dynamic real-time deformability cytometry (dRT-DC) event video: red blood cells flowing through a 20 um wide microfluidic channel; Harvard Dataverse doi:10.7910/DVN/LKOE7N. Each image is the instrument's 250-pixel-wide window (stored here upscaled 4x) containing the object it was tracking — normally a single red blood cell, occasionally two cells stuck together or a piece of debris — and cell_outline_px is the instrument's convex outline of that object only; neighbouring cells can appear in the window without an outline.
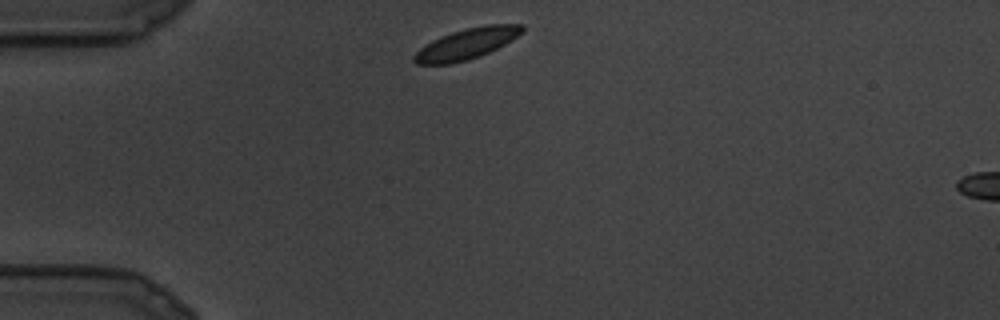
{"species": "common noctule bat (a hibernating species)", "species_latin": "Nyctalus noctula", "temperature_condition": "cold", "stored_images_in_passage": 3, "camera_frame_rate_fps": 3000, "um_per_image_px": 0.085, "animal": {"sex": "male", "body_mass_g": 19.5, "forearm_length_mm": 54.6}, "frame": {"image": 1, "passage_image": 1, "time_ms": 0.0, "image_size_px": [1000, 320], "cell_outline_px": [[524, 32], [512, 40], [480, 56], [468, 60], [452, 64], [416, 64], [412, 60], [412, 56], [420, 48], [432, 40], [440, 36], [464, 28], [484, 24], [524, 24]], "centroid_in_image_um": [39.67, 3.71], "position_along_channel_um": 45.3, "area_um2": 19.59}}